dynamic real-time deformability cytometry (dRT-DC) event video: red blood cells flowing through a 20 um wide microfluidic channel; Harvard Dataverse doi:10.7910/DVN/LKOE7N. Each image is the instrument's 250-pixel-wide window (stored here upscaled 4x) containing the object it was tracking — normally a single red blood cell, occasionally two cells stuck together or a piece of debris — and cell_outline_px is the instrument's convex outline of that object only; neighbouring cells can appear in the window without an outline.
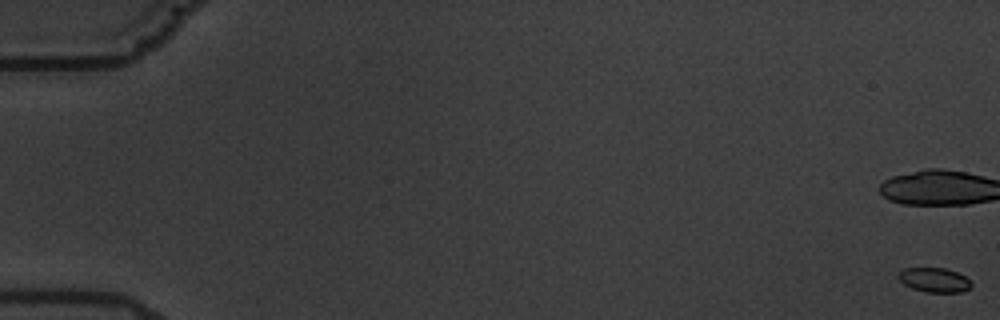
{"species": "common noctule bat (a hibernating species)", "species_latin": "Nyctalus noctula", "temperature_condition": "warm", "stored_images_in_passage": 6, "camera_frame_rate_fps": 3000, "um_per_image_px": 0.085, "animal": {"sex": "male", "body_mass_g": 19.5, "forearm_length_mm": 54.6}, "frame": {"image": 1, "passage_image": 1, "time_ms": 0.0, "image_size_px": [1000, 320], "cell_outline_px": [[972, 288], [964, 292], [924, 292], [912, 288], [904, 284], [896, 276], [904, 268], [944, 268], [956, 272], [972, 280]], "centroid_in_image_um": [79.46, 23.81], "position_along_channel_um": 5.5, "area_um2": 10.52}}